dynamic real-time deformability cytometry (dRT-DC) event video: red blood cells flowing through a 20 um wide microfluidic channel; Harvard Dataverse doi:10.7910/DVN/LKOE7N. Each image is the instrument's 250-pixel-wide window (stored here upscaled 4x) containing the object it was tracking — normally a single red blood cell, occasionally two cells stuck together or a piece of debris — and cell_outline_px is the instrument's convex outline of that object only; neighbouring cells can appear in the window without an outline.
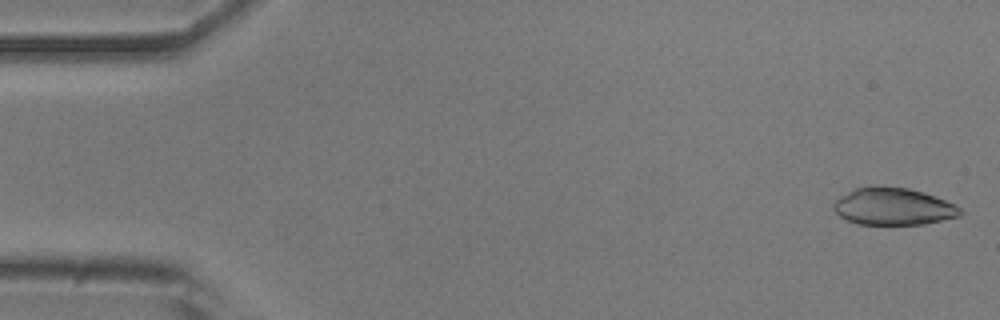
{"species": "common noctule bat (a hibernating species)", "species_latin": "Nyctalus noctula", "temperature_condition": "room temperature", "stored_images_in_passage": 51, "camera_frame_rate_fps": 3000, "um_per_image_px": 0.085, "animal": {"sex": "male", "body_mass_g": 20.5, "forearm_length_mm": 52.5}, "frame": {"image": 1, "passage_image": 1, "time_ms": 0.0, "image_size_px": [1000, 320], "cell_outline_px": [[964, 212], [960, 216], [924, 224], [856, 224], [840, 216], [832, 208], [832, 204], [840, 196], [856, 188], [908, 188], [924, 192], [956, 204]], "centroid_in_image_um": [75.96, 17.58], "position_along_channel_um": 9.0, "area_um2": 26.99}}
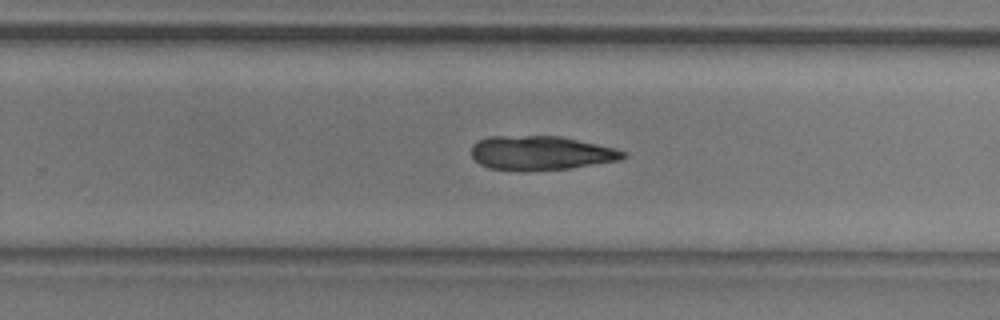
{"frame": {"image": 2, "passage_image": 32, "time_ms": 10.333, "image_size_px": [1000, 320], "cell_outline_px": [[628, 156], [620, 160], [572, 168], [488, 168], [480, 164], [472, 156], [472, 144], [488, 136], [560, 136], [596, 144], [612, 148], [624, 152]], "centroid_in_image_um": [45.98, 12.96], "position_along_channel_um": 283.8, "area_um2": 29.13}}
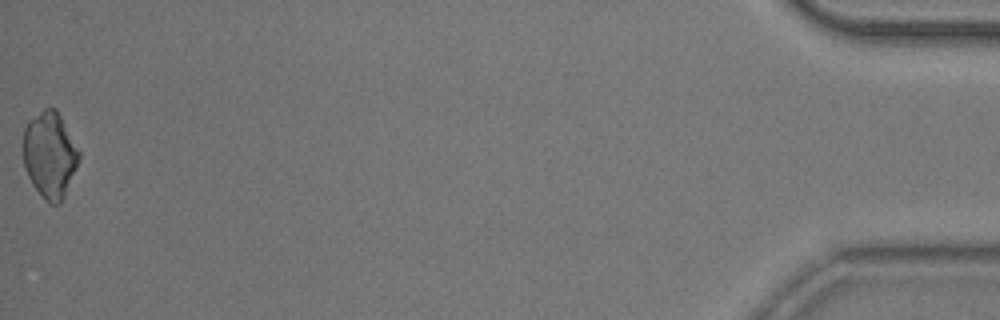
{"frame": {"image": 3, "passage_image": 51, "time_ms": 16.667, "image_size_px": [1000, 320], "cell_outline_px": [[80, 160], [64, 196], [60, 204], [52, 204], [32, 184], [28, 176], [24, 164], [24, 128], [28, 120], [44, 108], [56, 108], [80, 152]], "centroid_in_image_um": [4.24, 13.13], "position_along_channel_um": 431.0, "area_um2": 27.63}}